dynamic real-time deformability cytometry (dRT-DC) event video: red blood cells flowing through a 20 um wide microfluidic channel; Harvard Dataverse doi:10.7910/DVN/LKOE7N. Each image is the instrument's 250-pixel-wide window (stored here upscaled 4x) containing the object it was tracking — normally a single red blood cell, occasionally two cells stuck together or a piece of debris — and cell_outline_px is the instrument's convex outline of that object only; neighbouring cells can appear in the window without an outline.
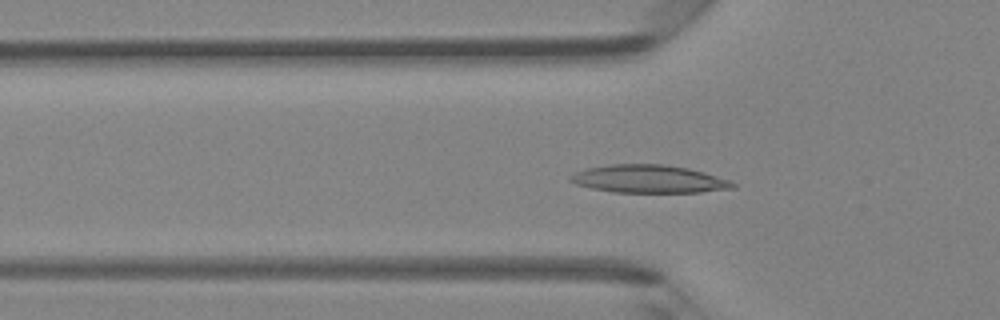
{"species": "Egyptian fruit bat (a non-hibernating species)", "species_latin": "Rousettus aegyptiacus", "temperature_condition": "room temperature", "stored_images_in_passage": 47, "camera_frame_rate_fps": 3000, "um_per_image_px": 0.085, "animal": {"sex": "female"}, "frame": {"image": 1, "passage_image": 15, "time_ms": 4.667, "image_size_px": [1000, 320], "cell_outline_px": [[736, 188], [700, 192], [612, 192], [592, 188], [576, 184], [568, 180], [568, 176], [572, 172], [588, 168], [608, 164], [664, 164], [688, 168], [704, 172], [732, 180], [736, 184]], "centroid_in_image_um": [55.15, 15.21], "position_along_channel_um": 70.6, "area_um2": 26.65}}
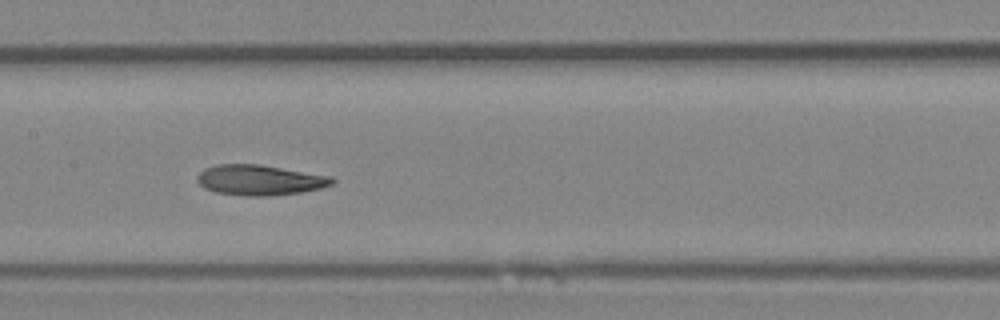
{"frame": {"image": 2, "passage_image": 23, "time_ms": 7.333, "image_size_px": [1000, 320], "cell_outline_px": [[336, 180], [332, 184], [320, 188], [300, 192], [272, 196], [244, 196], [216, 192], [204, 188], [196, 180], [196, 176], [204, 168], [216, 164], [260, 164], [332, 176]], "centroid_in_image_um": [22.06, 15.3], "position_along_channel_um": 185.3, "area_um2": 24.04}}
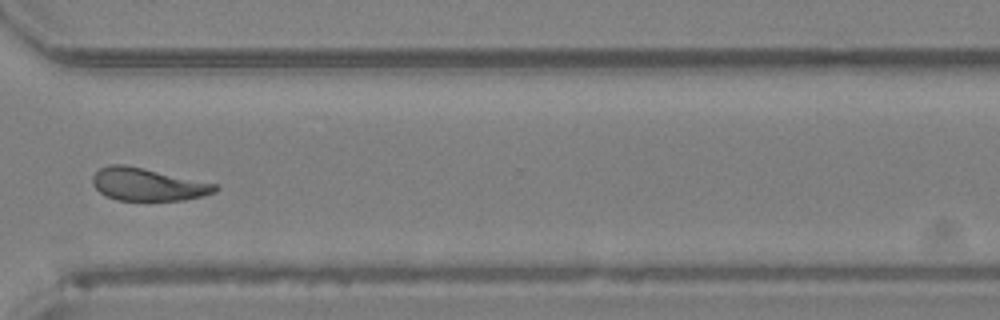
{"frame": {"image": 3, "passage_image": 35, "time_ms": 11.333, "image_size_px": [1000, 320], "cell_outline_px": [[220, 188], [216, 192], [204, 196], [184, 200], [116, 200], [104, 196], [92, 184], [92, 176], [100, 168], [108, 164], [124, 164], [144, 168], [216, 184]], "centroid_in_image_um": [12.54, 15.68], "position_along_channel_um": 358.1, "area_um2": 23.41}, "authors_computed_cell_mechanics": {"area_um2": 23.987, "velocity_mm_per_s": 4.3019, "shape_relaxation_time_tau1_ms": 4.9034, "shape_relaxation_time_tau2_ms": 3.4262, "deformation_change_tau1": 0.1525, "deformation_change_tau2": 0.1094}}